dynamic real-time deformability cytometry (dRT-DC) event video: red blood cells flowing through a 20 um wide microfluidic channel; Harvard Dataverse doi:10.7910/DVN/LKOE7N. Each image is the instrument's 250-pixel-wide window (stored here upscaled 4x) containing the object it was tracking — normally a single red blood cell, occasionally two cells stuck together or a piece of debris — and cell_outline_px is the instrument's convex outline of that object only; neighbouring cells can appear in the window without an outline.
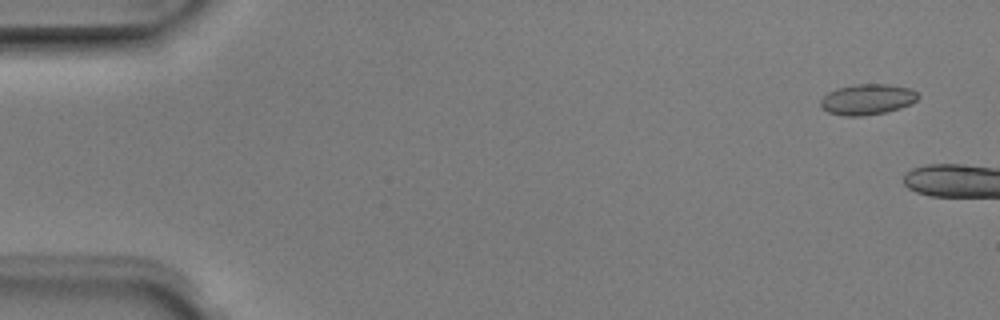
{"species": "Egyptian fruit bat (a non-hibernating species)", "species_latin": "Rousettus aegyptiacus", "temperature_condition": "room temperature", "stored_images_in_passage": 3, "camera_frame_rate_fps": 3000, "um_per_image_px": 0.085, "animal": {"sex": "male"}, "frame": {"image": 1, "passage_image": 1, "time_ms": 0.0, "image_size_px": [1000, 320], "cell_outline_px": [[920, 96], [912, 104], [900, 108], [884, 112], [864, 116], [844, 116], [828, 112], [820, 104], [820, 100], [828, 92], [836, 88], [856, 84], [888, 84], [912, 88]], "centroid_in_image_um": [73.74, 8.44], "position_along_channel_um": 11.3, "area_um2": 17.51}}